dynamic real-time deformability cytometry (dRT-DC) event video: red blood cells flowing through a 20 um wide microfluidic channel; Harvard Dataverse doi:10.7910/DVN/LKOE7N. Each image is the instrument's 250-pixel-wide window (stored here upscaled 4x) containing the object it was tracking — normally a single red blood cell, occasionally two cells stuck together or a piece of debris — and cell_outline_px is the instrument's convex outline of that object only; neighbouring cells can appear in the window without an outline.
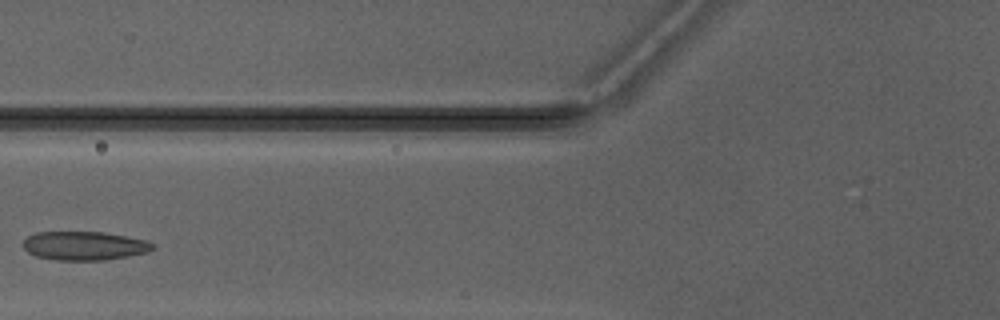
{"species": "Egyptian fruit bat (a non-hibernating species)", "species_latin": "Rousettus aegyptiacus", "temperature_condition": "warm", "stored_images_in_passage": 3, "camera_frame_rate_fps": 3000, "um_per_image_px": 0.085, "animal": {"sex": "male"}, "frame": {"image": 1, "passage_image": 3, "time_ms": 2.667, "image_size_px": [1000, 320], "cell_outline_px": [[156, 248], [148, 252], [128, 256], [104, 260], [56, 260], [36, 256], [28, 252], [20, 244], [28, 236], [36, 232], [104, 232], [148, 240], [156, 244]], "centroid_in_image_um": [7.2, 20.89], "position_along_channel_um": 118.6, "area_um2": 21.96}}